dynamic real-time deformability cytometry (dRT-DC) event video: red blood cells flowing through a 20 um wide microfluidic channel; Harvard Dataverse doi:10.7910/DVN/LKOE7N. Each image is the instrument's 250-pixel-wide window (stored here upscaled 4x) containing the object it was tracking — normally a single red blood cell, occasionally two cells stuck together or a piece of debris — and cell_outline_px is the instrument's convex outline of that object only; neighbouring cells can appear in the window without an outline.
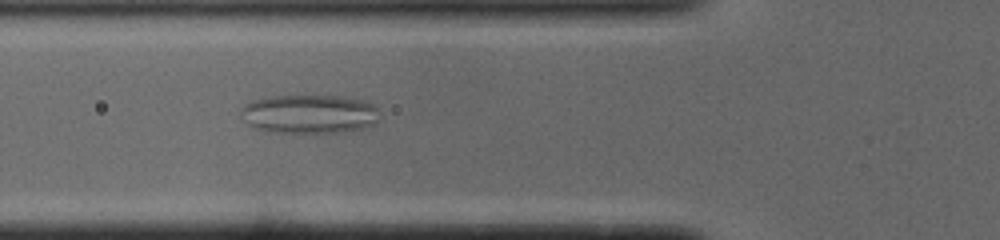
{"species": "common noctule bat (a hibernating species)", "species_latin": "Nyctalus noctula", "temperature_condition": "cold", "stored_images_in_passage": 54, "camera_frame_rate_fps": 3000, "um_per_image_px": 0.085, "animal": {"sex": "male", "body_mass_g": 19.0, "forearm_length_mm": 50.8}, "frame": {"image": 1, "passage_image": 19, "time_ms": 6.0, "image_size_px": [1000, 240], "cell_outline_px": [[376, 120], [372, 124], [360, 128], [336, 132], [296, 136], [264, 132], [256, 128], [252, 124], [244, 108], [252, 100], [272, 96], [304, 92], [340, 96], [360, 100], [372, 104], [376, 108]], "centroid_in_image_um": [26.29, 9.69], "position_along_channel_um": 99.5, "area_um2": 32.14}}
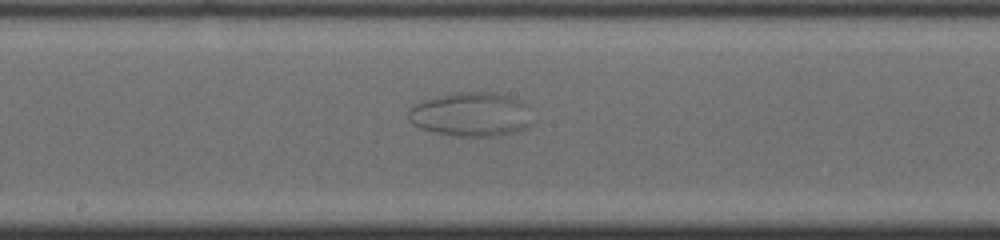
{"frame": {"image": 2, "passage_image": 28, "time_ms": 9.0, "image_size_px": [1000, 240], "cell_outline_px": [[528, 124], [524, 128], [496, 136], [456, 136], [436, 132], [420, 128], [412, 124], [408, 116], [408, 112], [416, 104], [452, 92], [500, 92], [520, 100], [524, 104]], "centroid_in_image_um": [39.98, 9.71], "position_along_channel_um": 208.2, "area_um2": 31.04}}
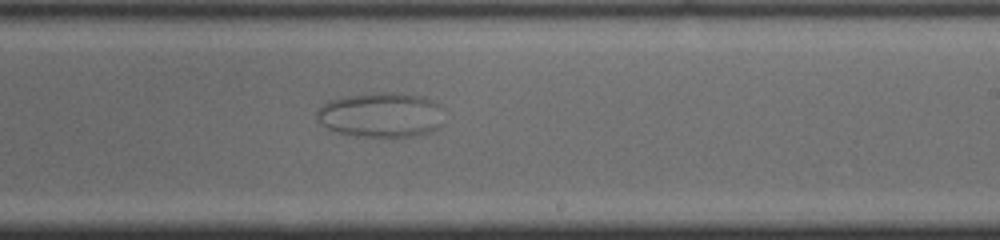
{"frame": {"image": 3, "passage_image": 32, "time_ms": 10.333, "image_size_px": [1000, 240], "cell_outline_px": [[440, 104], [436, 128], [428, 132], [412, 136], [352, 136], [336, 132], [328, 128], [316, 116], [316, 112], [324, 104], [332, 100], [344, 96], [372, 92], [400, 92], [424, 96]], "centroid_in_image_um": [32.34, 9.74], "position_along_channel_um": 256.7, "area_um2": 32.77}}